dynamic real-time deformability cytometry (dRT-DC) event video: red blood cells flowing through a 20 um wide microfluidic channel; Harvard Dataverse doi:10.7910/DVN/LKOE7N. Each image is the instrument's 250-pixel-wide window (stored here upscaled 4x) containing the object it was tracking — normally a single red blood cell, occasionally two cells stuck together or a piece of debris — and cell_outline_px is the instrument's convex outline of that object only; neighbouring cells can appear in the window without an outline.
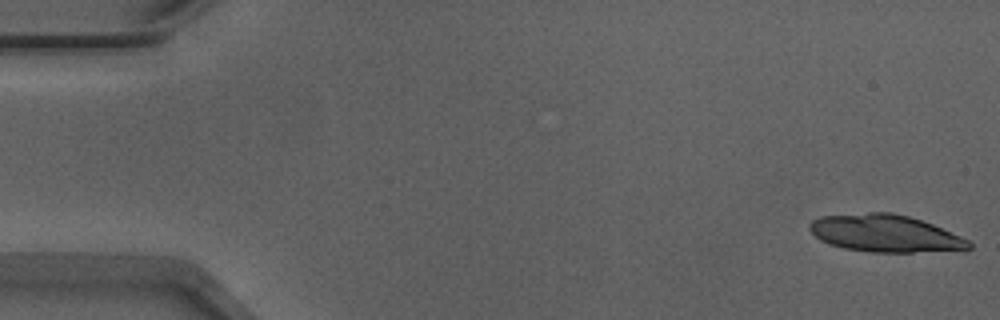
{"species": "Egyptian fruit bat (a non-hibernating species)", "species_latin": "Rousettus aegyptiacus", "temperature_condition": "warm", "stored_images_in_passage": 30, "camera_frame_rate_fps": 3000, "um_per_image_px": 0.085, "animal": {"sex": "male"}, "frame": {"image": 1, "passage_image": 1, "time_ms": 0.0, "image_size_px": [1000, 320], "cell_outline_px": [[972, 248], [964, 252], [868, 252], [844, 248], [828, 244], [820, 240], [808, 228], [808, 224], [812, 220], [820, 216], [868, 212], [892, 212], [908, 216], [932, 224], [960, 236], [968, 240], [972, 244]], "centroid_in_image_um": [75.28, 19.86], "position_along_channel_um": 9.7, "area_um2": 35.14}}
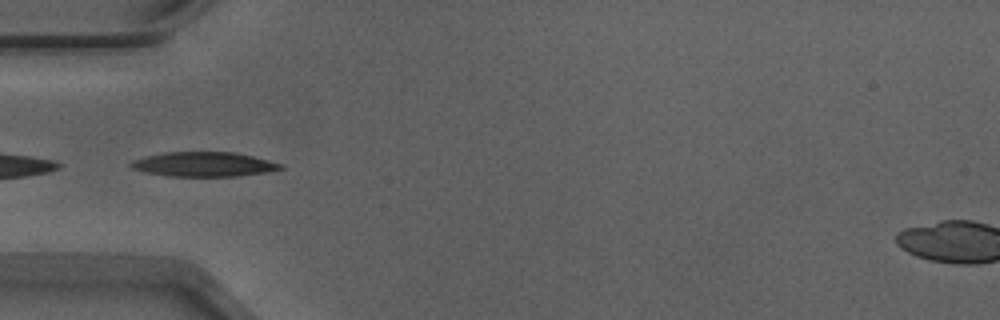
{"frame": {"image": 2, "passage_image": 17, "time_ms": 5.333, "image_size_px": [1000, 320], "cell_outline_px": [[284, 168], [268, 172], [240, 176], [168, 176], [144, 172], [132, 168], [128, 164], [132, 160], [164, 152], [236, 152], [284, 164]], "centroid_in_image_um": [17.34, 13.97], "position_along_channel_um": 67.7, "area_um2": 21.5}}
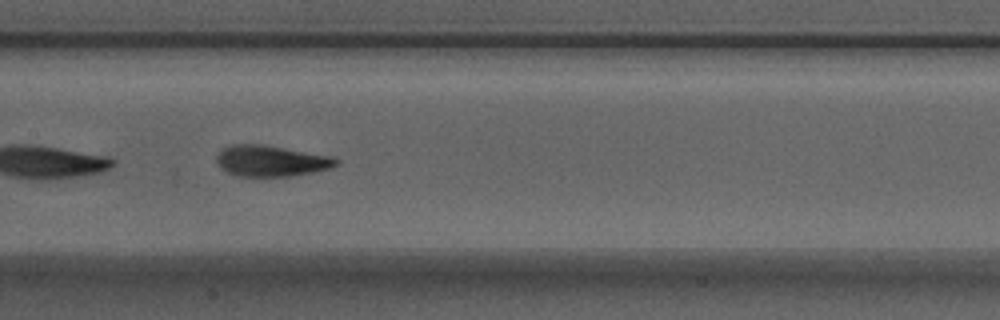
{"frame": {"image": 3, "passage_image": 26, "time_ms": 8.333, "image_size_px": [1000, 320], "cell_outline_px": [[340, 164], [328, 168], [312, 172], [292, 176], [236, 176], [220, 168], [216, 164], [216, 156], [224, 148], [232, 144], [260, 144], [328, 156], [340, 160]], "centroid_in_image_um": [22.99, 13.69], "position_along_channel_um": 184.4, "area_um2": 21.33}}